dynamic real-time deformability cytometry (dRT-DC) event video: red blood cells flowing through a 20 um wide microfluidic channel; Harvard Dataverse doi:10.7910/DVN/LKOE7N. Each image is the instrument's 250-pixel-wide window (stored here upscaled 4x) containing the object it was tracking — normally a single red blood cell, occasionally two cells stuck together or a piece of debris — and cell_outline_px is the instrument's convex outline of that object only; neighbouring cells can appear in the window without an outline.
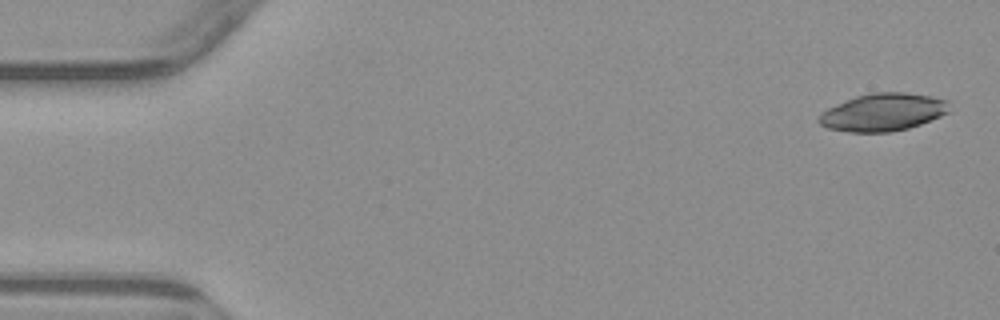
{"species": "common noctule bat (a hibernating species)", "species_latin": "Nyctalus noctula", "temperature_condition": "warm", "stored_images_in_passage": 5, "camera_frame_rate_fps": 3000, "um_per_image_px": 0.085, "animal": {"sex": "male", "body_mass_g": 23.1, "forearm_length_mm": 52.7}, "frame": {"image": 1, "passage_image": 1, "time_ms": 0.0, "image_size_px": [1000, 320], "cell_outline_px": [[952, 112], [920, 124], [908, 128], [888, 132], [848, 132], [828, 128], [820, 124], [820, 112], [836, 104], [856, 96], [872, 92], [904, 92], [932, 96], [948, 100]], "centroid_in_image_um": [75.11, 9.53], "position_along_channel_um": 9.9, "area_um2": 28.73}}